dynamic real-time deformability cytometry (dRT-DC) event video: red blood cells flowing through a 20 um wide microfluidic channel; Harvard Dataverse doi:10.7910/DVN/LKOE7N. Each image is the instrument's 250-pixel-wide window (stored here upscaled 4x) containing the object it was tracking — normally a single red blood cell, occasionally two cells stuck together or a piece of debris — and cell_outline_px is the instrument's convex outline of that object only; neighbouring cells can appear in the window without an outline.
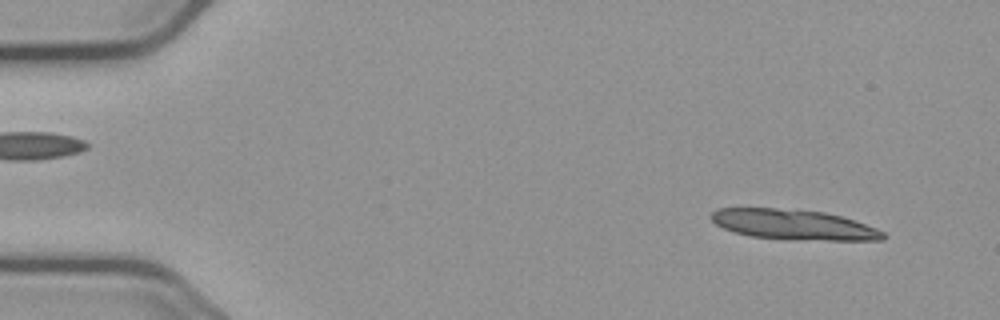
{"species": "common noctule bat (a hibernating species)", "species_latin": "Nyctalus noctula", "temperature_condition": "cold", "stored_images_in_passage": 15, "camera_frame_rate_fps": 3000, "um_per_image_px": 0.085, "animal": {"sex": "male", "body_mass_g": 23.1, "forearm_length_mm": 52.7}, "frame": {"image": 1, "passage_image": 4, "time_ms": 1.0, "image_size_px": [1000, 320], "cell_outline_px": [[888, 236], [884, 240], [788, 240], [752, 236], [736, 232], [724, 228], [716, 224], [708, 216], [716, 208], [776, 208], [824, 212], [840, 216], [876, 228], [884, 232]], "centroid_in_image_um": [67.45, 19.1], "position_along_channel_um": 17.6, "area_um2": 30.23}}